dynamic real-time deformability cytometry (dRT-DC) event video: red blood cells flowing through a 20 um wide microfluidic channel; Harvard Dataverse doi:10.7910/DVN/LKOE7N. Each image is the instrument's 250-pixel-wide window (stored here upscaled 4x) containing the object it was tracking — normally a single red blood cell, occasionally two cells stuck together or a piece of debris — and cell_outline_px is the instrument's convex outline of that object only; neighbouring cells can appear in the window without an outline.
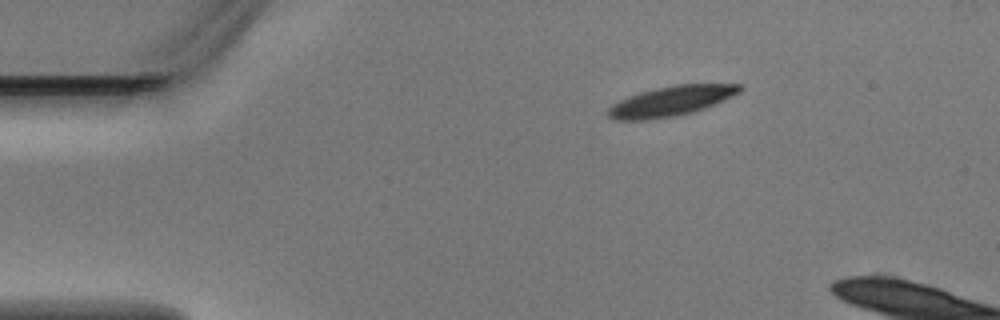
{"species": "Egyptian fruit bat (a non-hibernating species)", "species_latin": "Rousettus aegyptiacus", "temperature_condition": "warm", "stored_images_in_passage": 2, "camera_frame_rate_fps": 3000, "um_per_image_px": 0.085, "animal": {"sex": "male"}, "frame": {"image": 1, "passage_image": 1, "time_ms": 0.0, "image_size_px": [1000, 320], "cell_outline_px": [[744, 88], [740, 92], [732, 96], [704, 108], [692, 112], [676, 116], [648, 120], [616, 120], [608, 116], [608, 108], [612, 104], [628, 96], [640, 92], [672, 84], [740, 84]], "centroid_in_image_um": [57.03, 8.59], "position_along_channel_um": 28.0, "area_um2": 22.95}}